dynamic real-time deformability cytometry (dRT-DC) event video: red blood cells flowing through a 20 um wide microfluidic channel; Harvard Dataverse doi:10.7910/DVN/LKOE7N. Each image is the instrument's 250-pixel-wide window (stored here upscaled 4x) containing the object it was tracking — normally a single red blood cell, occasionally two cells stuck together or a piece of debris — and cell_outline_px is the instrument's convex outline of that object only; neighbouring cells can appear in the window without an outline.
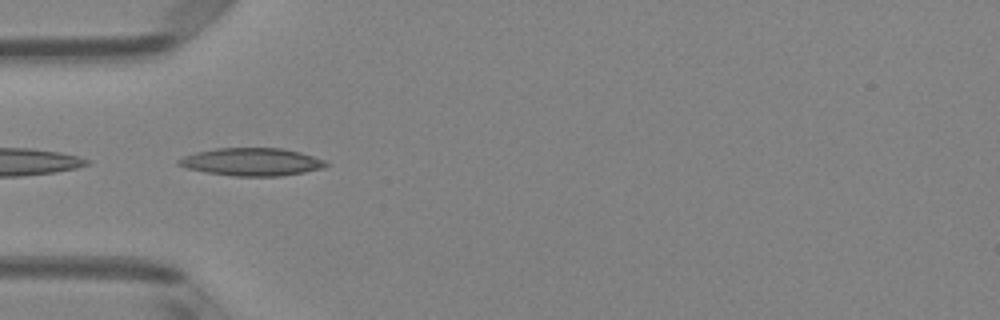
{"species": "Egyptian fruit bat (a non-hibernating species)", "species_latin": "Rousettus aegyptiacus", "temperature_condition": "room temperature", "stored_images_in_passage": 22, "camera_frame_rate_fps": 3000, "um_per_image_px": 0.085, "animal": {"sex": "female"}, "frame": {"image": 1, "passage_image": 7, "time_ms": 2.0, "image_size_px": [1000, 320], "cell_outline_px": [[328, 164], [324, 168], [304, 172], [280, 176], [232, 176], [204, 172], [188, 168], [176, 164], [176, 160], [184, 156], [196, 152], [216, 148], [284, 148], [300, 152], [324, 160]], "centroid_in_image_um": [21.38, 13.76], "position_along_channel_um": 63.6, "area_um2": 23.87}}
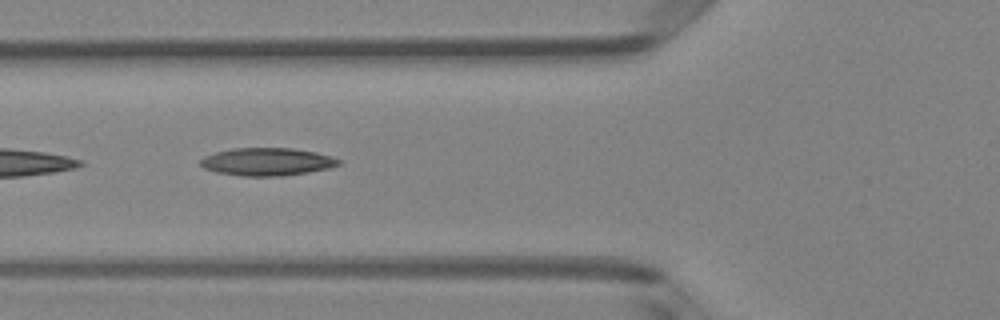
{"frame": {"image": 2, "passage_image": 10, "time_ms": 3.0, "image_size_px": [1000, 320], "cell_outline_px": [[340, 164], [328, 168], [308, 172], [284, 176], [240, 176], [216, 172], [204, 168], [200, 164], [200, 160], [204, 156], [216, 152], [232, 148], [292, 148], [316, 152], [332, 156], [340, 160]], "centroid_in_image_um": [22.69, 13.75], "position_along_channel_um": 103.1, "area_um2": 22.43}}
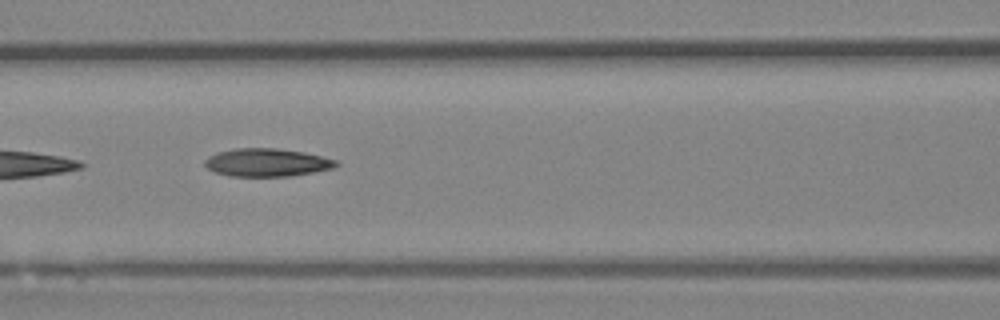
{"frame": {"image": 3, "passage_image": 13, "time_ms": 4.0, "image_size_px": [1000, 320], "cell_outline_px": [[340, 164], [332, 168], [292, 176], [228, 176], [216, 172], [208, 168], [204, 164], [204, 160], [208, 156], [220, 152], [236, 148], [276, 148], [304, 152], [336, 160]], "centroid_in_image_um": [22.68, 13.81], "position_along_channel_um": 143.9, "area_um2": 21.27}}